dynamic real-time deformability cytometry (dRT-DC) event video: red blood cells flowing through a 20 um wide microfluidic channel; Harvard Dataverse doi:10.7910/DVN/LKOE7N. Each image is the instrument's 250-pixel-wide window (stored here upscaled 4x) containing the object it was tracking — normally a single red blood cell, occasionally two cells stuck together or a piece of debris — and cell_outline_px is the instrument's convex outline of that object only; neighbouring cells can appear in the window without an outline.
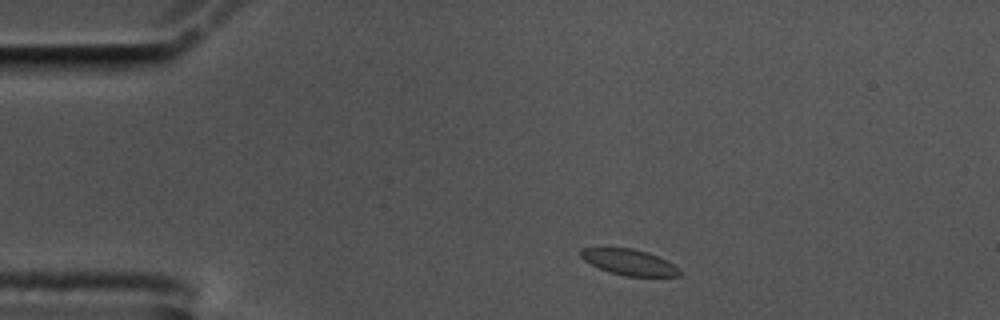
{"species": "common noctule bat (a hibernating species)", "species_latin": "Nyctalus noctula", "temperature_condition": "cold", "stored_images_in_passage": 47, "camera_frame_rate_fps": 3000, "um_per_image_px": 0.085, "animal": {"sex": "male", "body_mass_g": 17.5, "forearm_length_mm": 52.3}, "frame": {"image": 1, "passage_image": 1, "time_ms": 0.0, "image_size_px": [1000, 320], "cell_outline_px": [[680, 276], [624, 276], [608, 272], [584, 260], [580, 256], [580, 248], [632, 248], [648, 252], [680, 268]], "centroid_in_image_um": [53.46, 22.28], "position_along_channel_um": 31.5, "area_um2": 14.74}}
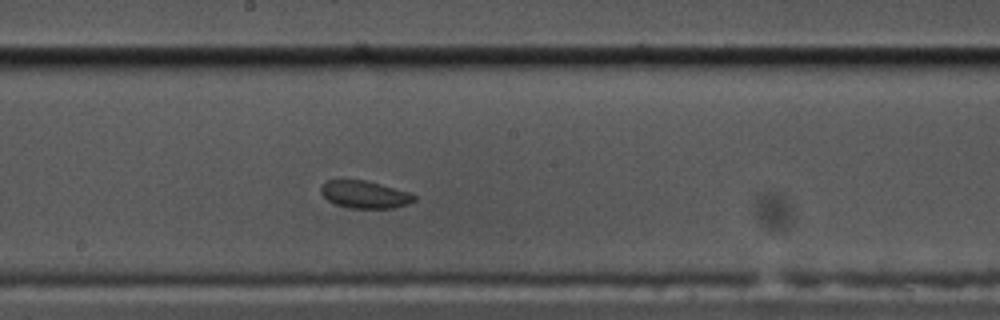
{"frame": {"image": 2, "passage_image": 21, "time_ms": 6.667, "image_size_px": [1000, 320], "cell_outline_px": [[416, 200], [408, 204], [396, 208], [348, 208], [336, 204], [328, 200], [320, 192], [320, 188], [324, 180], [364, 180], [380, 184], [408, 192], [416, 196]], "centroid_in_image_um": [30.99, 16.54], "position_along_channel_um": 217.2, "area_um2": 14.91}}
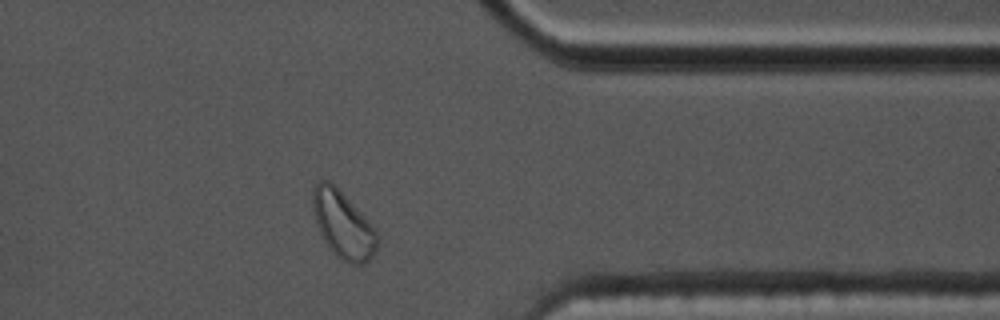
{"frame": {"image": 3, "passage_image": 36, "time_ms": 11.667, "image_size_px": [1000, 320], "cell_outline_px": [[376, 252], [364, 264], [348, 264], [336, 256], [332, 252], [324, 240], [316, 224], [312, 208], [312, 192], [316, 180], [328, 180], [348, 200], [376, 232]], "centroid_in_image_um": [29.09, 19.13], "position_along_channel_um": 382.3, "area_um2": 24.51}}